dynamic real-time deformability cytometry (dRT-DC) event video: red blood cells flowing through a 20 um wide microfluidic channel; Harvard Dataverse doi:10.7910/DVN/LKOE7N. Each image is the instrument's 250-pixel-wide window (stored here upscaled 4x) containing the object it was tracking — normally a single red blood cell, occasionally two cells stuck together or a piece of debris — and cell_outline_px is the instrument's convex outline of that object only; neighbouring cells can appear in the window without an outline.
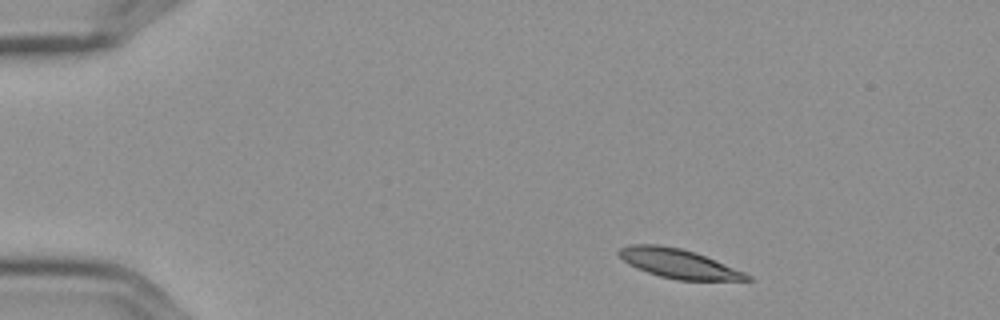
{"species": "Egyptian fruit bat (a non-hibernating species)", "species_latin": "Rousettus aegyptiacus", "temperature_condition": "cold", "stored_images_in_passage": 3, "camera_frame_rate_fps": 3000, "um_per_image_px": 0.085, "frame": {"image": 1, "passage_image": 1, "time_ms": 0.0, "image_size_px": [1000, 320], "cell_outline_px": [[752, 280], [676, 280], [660, 276], [648, 272], [628, 264], [616, 252], [620, 248], [632, 244], [656, 244], [680, 248], [696, 252], [744, 272], [752, 276]], "centroid_in_image_um": [57.67, 22.4], "position_along_channel_um": 27.3, "area_um2": 21.62}}